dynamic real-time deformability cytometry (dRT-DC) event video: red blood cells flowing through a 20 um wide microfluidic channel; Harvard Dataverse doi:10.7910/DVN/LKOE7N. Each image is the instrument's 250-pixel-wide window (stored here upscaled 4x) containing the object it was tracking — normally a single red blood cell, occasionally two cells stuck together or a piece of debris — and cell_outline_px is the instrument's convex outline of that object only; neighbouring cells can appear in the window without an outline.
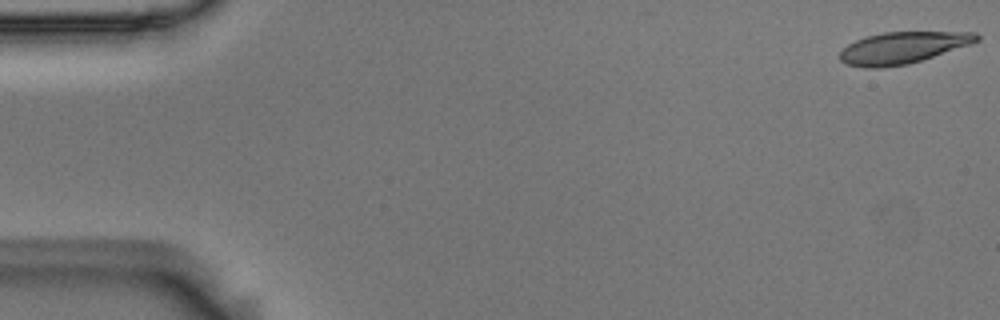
{"species": "Egyptian fruit bat (a non-hibernating species)", "species_latin": "Rousettus aegyptiacus", "temperature_condition": "room temperature", "stored_images_in_passage": 55, "camera_frame_rate_fps": 3000, "um_per_image_px": 0.085, "animal": {"sex": "male"}, "frame": {"image": 1, "passage_image": 1, "time_ms": 0.0, "image_size_px": [1000, 320], "cell_outline_px": [[980, 40], [908, 64], [884, 68], [864, 68], [848, 64], [840, 60], [840, 52], [848, 44], [856, 40], [868, 36], [884, 32], [976, 32], [980, 36]], "centroid_in_image_um": [76.69, 4.06], "position_along_channel_um": 8.3, "area_um2": 24.85}}
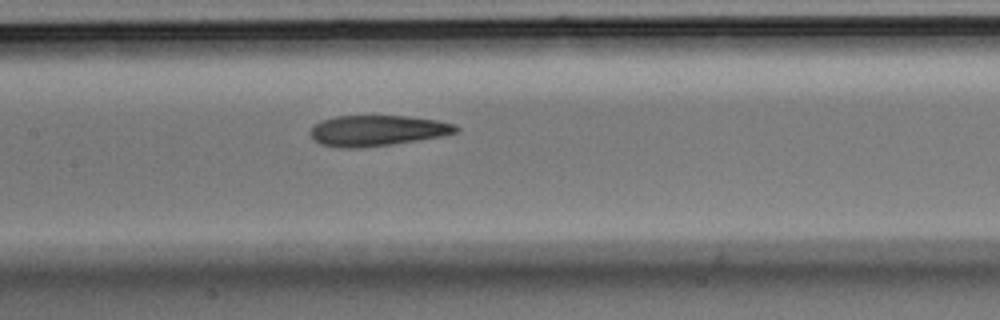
{"frame": {"image": 2, "passage_image": 26, "time_ms": 8.333, "image_size_px": [1000, 320], "cell_outline_px": [[460, 132], [440, 136], [392, 144], [360, 148], [340, 148], [320, 144], [312, 140], [308, 132], [320, 120], [336, 116], [408, 116], [436, 120], [456, 124], [460, 128]], "centroid_in_image_um": [32.04, 11.1], "position_along_channel_um": 175.4, "area_um2": 26.24}}
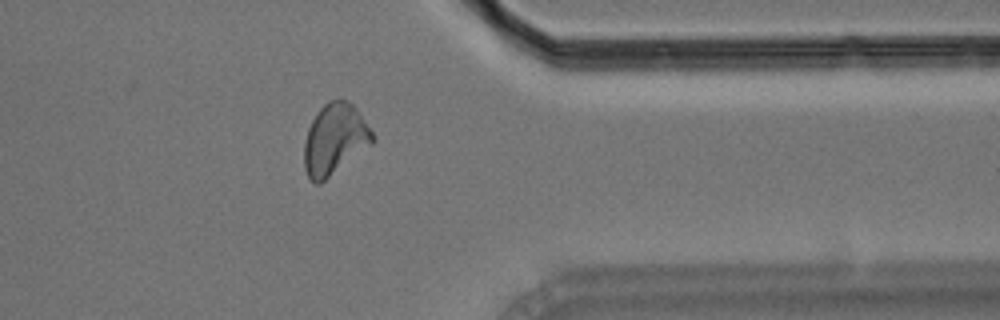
{"frame": {"image": 3, "passage_image": 44, "time_ms": 14.333, "image_size_px": [1000, 320], "cell_outline_px": [[376, 140], [372, 144], [320, 184], [316, 184], [308, 176], [304, 168], [304, 144], [308, 128], [316, 112], [328, 100], [344, 100], [352, 104], [356, 108], [376, 136]], "centroid_in_image_um": [28.46, 11.84], "position_along_channel_um": 382.9, "area_um2": 28.21}, "authors_computed_cell_mechanics": {"area_um2": 26.7036, "velocity_mm_per_s": 3.6435, "shape_relaxation_time_tau1_ms": 6.1799, "shape_relaxation_time_tau2_ms": 3.9209, "deformation_change_tau1": 0.1897, "deformation_change_tau2": 0.0984}}